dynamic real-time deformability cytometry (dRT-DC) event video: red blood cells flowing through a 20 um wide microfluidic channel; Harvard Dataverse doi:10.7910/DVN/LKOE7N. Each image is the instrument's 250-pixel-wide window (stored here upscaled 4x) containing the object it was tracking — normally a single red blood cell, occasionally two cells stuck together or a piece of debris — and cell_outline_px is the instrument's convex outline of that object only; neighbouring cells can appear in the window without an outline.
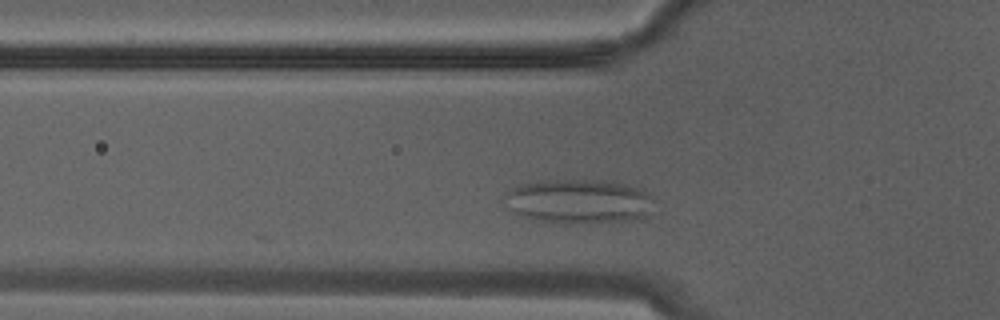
{"species": "Egyptian fruit bat (a non-hibernating species)", "species_latin": "Rousettus aegyptiacus", "temperature_condition": "warm", "stored_images_in_passage": 7, "camera_frame_rate_fps": 3000, "um_per_image_px": 0.085, "animal": {"sex": "male"}, "frame": {"image": 1, "passage_image": 6, "time_ms": 1.667, "image_size_px": [1000, 320], "cell_outline_px": [[656, 200], [644, 216], [636, 220], [580, 224], [536, 220], [512, 212], [508, 208], [504, 196], [512, 188], [520, 184], [548, 180], [592, 180], [624, 184], [636, 188], [652, 196]], "centroid_in_image_um": [49.18, 17.13], "position_along_channel_um": 76.6, "area_um2": 38.38}}